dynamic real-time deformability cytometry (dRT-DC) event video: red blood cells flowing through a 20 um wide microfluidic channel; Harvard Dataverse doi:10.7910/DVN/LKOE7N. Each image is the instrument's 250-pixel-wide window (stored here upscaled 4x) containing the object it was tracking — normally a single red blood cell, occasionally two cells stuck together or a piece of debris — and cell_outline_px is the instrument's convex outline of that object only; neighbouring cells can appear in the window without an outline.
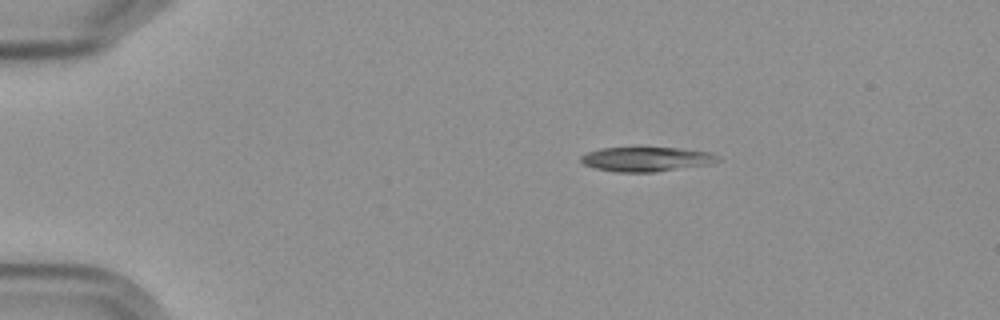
{"species": "Egyptian fruit bat (a non-hibernating species)", "species_latin": "Rousettus aegyptiacus", "temperature_condition": "cold", "stored_images_in_passage": 4, "camera_frame_rate_fps": 3000, "um_per_image_px": 0.085, "frame": {"image": 1, "passage_image": 2, "time_ms": 1.333, "image_size_px": [1000, 320], "cell_outline_px": [[720, 160], [708, 164], [656, 172], [616, 172], [596, 168], [584, 164], [580, 160], [580, 156], [588, 152], [600, 148], [680, 148], [712, 152]], "centroid_in_image_um": [54.93, 13.53], "position_along_channel_um": 30.1, "area_um2": 19.36}}
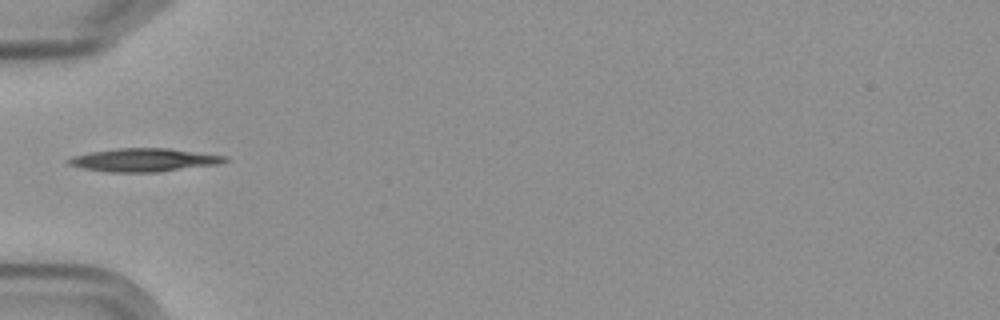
{"frame": {"image": 2, "passage_image": 4, "time_ms": 4.333, "image_size_px": [1000, 320], "cell_outline_px": [[228, 160], [220, 164], [160, 172], [108, 172], [80, 168], [68, 164], [64, 160], [72, 156], [92, 152], [116, 148], [168, 148], [228, 156]], "centroid_in_image_um": [12.23, 13.6], "position_along_channel_um": 72.8, "area_um2": 21.39}}